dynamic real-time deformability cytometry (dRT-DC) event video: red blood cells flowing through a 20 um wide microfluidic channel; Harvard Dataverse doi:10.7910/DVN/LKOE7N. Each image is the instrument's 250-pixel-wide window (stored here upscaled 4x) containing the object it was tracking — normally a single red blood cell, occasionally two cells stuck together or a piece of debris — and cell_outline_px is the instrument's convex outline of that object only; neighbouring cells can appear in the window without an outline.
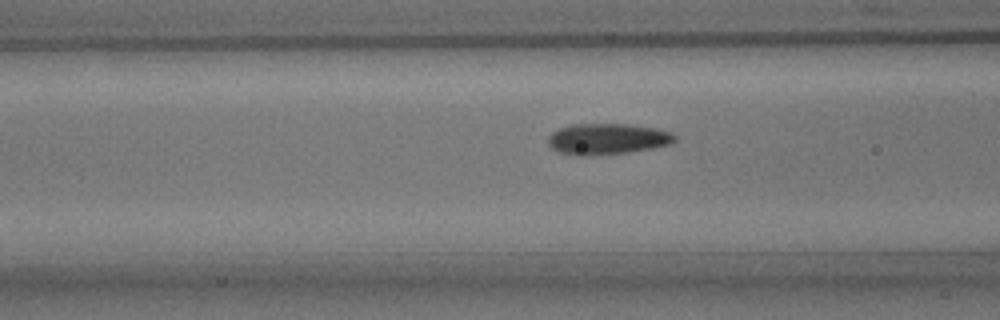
{"species": "common noctule bat (a hibernating species)", "species_latin": "Nyctalus noctula", "temperature_condition": "room temperature", "stored_images_in_passage": 8, "camera_frame_rate_fps": 3000, "um_per_image_px": 0.085, "animal": {"sex": "male", "body_mass_g": 15.6}, "frame": {"image": 1, "passage_image": 5, "time_ms": 1.333, "image_size_px": [1000, 320], "cell_outline_px": [[676, 140], [672, 144], [652, 148], [628, 152], [584, 156], [556, 152], [548, 144], [548, 136], [552, 132], [560, 128], [572, 124], [624, 124], [652, 128], [672, 132], [676, 136]], "centroid_in_image_um": [51.6, 11.81], "position_along_channel_um": 115.0, "area_um2": 22.83}}